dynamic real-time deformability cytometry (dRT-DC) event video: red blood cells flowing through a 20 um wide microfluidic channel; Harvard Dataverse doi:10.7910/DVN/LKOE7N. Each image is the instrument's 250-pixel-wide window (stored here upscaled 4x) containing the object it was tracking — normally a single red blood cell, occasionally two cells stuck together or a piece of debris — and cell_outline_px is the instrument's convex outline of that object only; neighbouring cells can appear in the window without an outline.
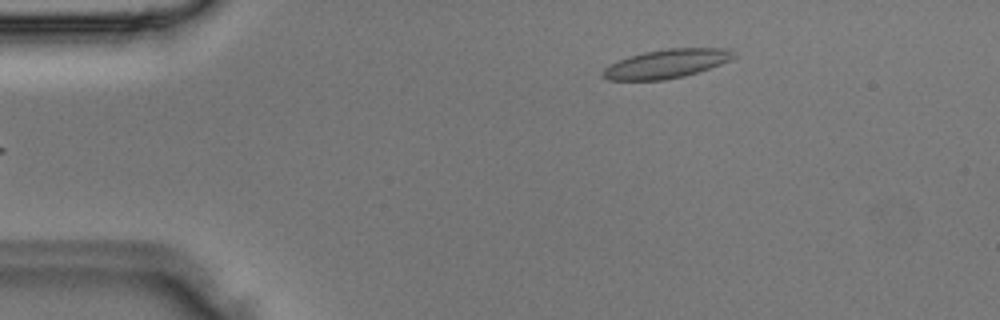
{"species": "Egyptian fruit bat (a non-hibernating species)", "species_latin": "Rousettus aegyptiacus", "temperature_condition": "room temperature", "stored_images_in_passage": 5, "camera_frame_rate_fps": 3000, "um_per_image_px": 0.085, "animal": {"sex": "male"}, "frame": {"image": 1, "passage_image": 5, "time_ms": 1.333, "image_size_px": [1000, 320], "cell_outline_px": [[736, 56], [732, 60], [684, 76], [664, 80], [608, 80], [600, 76], [604, 68], [620, 60], [644, 52], [668, 48], [724, 48], [736, 52]], "centroid_in_image_um": [56.67, 5.42], "position_along_channel_um": 28.3, "area_um2": 21.79}}